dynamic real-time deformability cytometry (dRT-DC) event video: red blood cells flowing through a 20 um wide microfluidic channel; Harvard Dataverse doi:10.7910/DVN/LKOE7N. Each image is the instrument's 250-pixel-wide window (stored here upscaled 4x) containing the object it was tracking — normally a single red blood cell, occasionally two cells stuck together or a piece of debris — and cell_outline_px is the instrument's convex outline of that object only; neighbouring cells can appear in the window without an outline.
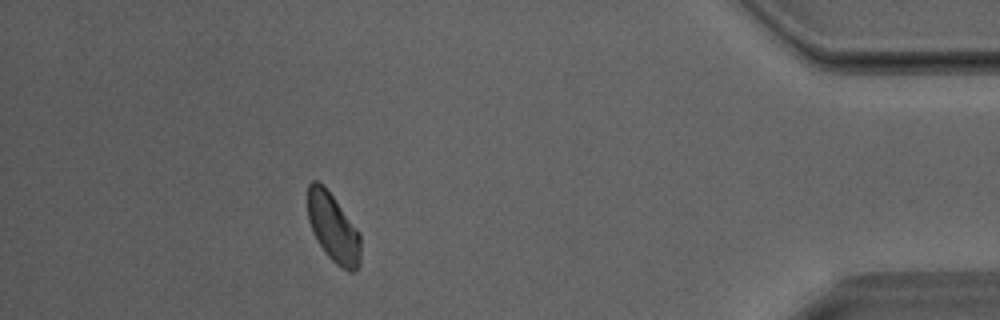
{"species": "Egyptian fruit bat (a non-hibernating species)", "species_latin": "Rousettus aegyptiacus", "temperature_condition": "room temperature", "stored_images_in_passage": 31, "camera_frame_rate_fps": 3000, "um_per_image_px": 0.085, "animal": {"sex": "male"}, "frame": {"image": 1, "passage_image": 30, "time_ms": 9.667, "image_size_px": [1000, 320], "cell_outline_px": [[360, 264], [352, 272], [348, 272], [336, 264], [328, 256], [312, 232], [308, 220], [308, 184], [312, 180], [316, 180], [324, 184], [360, 232]], "centroid_in_image_um": [28.32, 19.34], "position_along_channel_um": 406.9, "area_um2": 21.27}}